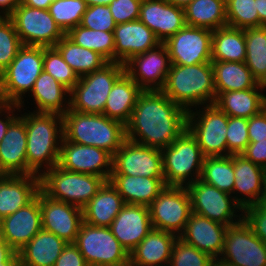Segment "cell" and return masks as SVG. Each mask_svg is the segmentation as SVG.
Listing matches in <instances>:
<instances>
[{
    "label": "cell",
    "instance_id": "cell-40",
    "mask_svg": "<svg viewBox=\"0 0 266 266\" xmlns=\"http://www.w3.org/2000/svg\"><path fill=\"white\" fill-rule=\"evenodd\" d=\"M200 180L232 194L235 180L232 155L205 157Z\"/></svg>",
    "mask_w": 266,
    "mask_h": 266
},
{
    "label": "cell",
    "instance_id": "cell-27",
    "mask_svg": "<svg viewBox=\"0 0 266 266\" xmlns=\"http://www.w3.org/2000/svg\"><path fill=\"white\" fill-rule=\"evenodd\" d=\"M39 190L37 175H0V219L25 207Z\"/></svg>",
    "mask_w": 266,
    "mask_h": 266
},
{
    "label": "cell",
    "instance_id": "cell-12",
    "mask_svg": "<svg viewBox=\"0 0 266 266\" xmlns=\"http://www.w3.org/2000/svg\"><path fill=\"white\" fill-rule=\"evenodd\" d=\"M8 17L22 45L54 47L65 36L48 10L20 3Z\"/></svg>",
    "mask_w": 266,
    "mask_h": 266
},
{
    "label": "cell",
    "instance_id": "cell-3",
    "mask_svg": "<svg viewBox=\"0 0 266 266\" xmlns=\"http://www.w3.org/2000/svg\"><path fill=\"white\" fill-rule=\"evenodd\" d=\"M161 91L187 112L192 107L198 108L215 103L216 92L211 62L195 65L171 64Z\"/></svg>",
    "mask_w": 266,
    "mask_h": 266
},
{
    "label": "cell",
    "instance_id": "cell-1",
    "mask_svg": "<svg viewBox=\"0 0 266 266\" xmlns=\"http://www.w3.org/2000/svg\"><path fill=\"white\" fill-rule=\"evenodd\" d=\"M125 128L127 140L162 150L187 128V111L162 91H143Z\"/></svg>",
    "mask_w": 266,
    "mask_h": 266
},
{
    "label": "cell",
    "instance_id": "cell-47",
    "mask_svg": "<svg viewBox=\"0 0 266 266\" xmlns=\"http://www.w3.org/2000/svg\"><path fill=\"white\" fill-rule=\"evenodd\" d=\"M226 136L228 155L241 154L249 144L248 119L228 116Z\"/></svg>",
    "mask_w": 266,
    "mask_h": 266
},
{
    "label": "cell",
    "instance_id": "cell-61",
    "mask_svg": "<svg viewBox=\"0 0 266 266\" xmlns=\"http://www.w3.org/2000/svg\"><path fill=\"white\" fill-rule=\"evenodd\" d=\"M169 4L176 5L181 8H185L192 0H164Z\"/></svg>",
    "mask_w": 266,
    "mask_h": 266
},
{
    "label": "cell",
    "instance_id": "cell-4",
    "mask_svg": "<svg viewBox=\"0 0 266 266\" xmlns=\"http://www.w3.org/2000/svg\"><path fill=\"white\" fill-rule=\"evenodd\" d=\"M62 120L65 140L104 149L112 156L126 140L125 125L103 114L81 113L69 109L62 115Z\"/></svg>",
    "mask_w": 266,
    "mask_h": 266
},
{
    "label": "cell",
    "instance_id": "cell-46",
    "mask_svg": "<svg viewBox=\"0 0 266 266\" xmlns=\"http://www.w3.org/2000/svg\"><path fill=\"white\" fill-rule=\"evenodd\" d=\"M22 46L12 20L0 16V74L15 59Z\"/></svg>",
    "mask_w": 266,
    "mask_h": 266
},
{
    "label": "cell",
    "instance_id": "cell-33",
    "mask_svg": "<svg viewBox=\"0 0 266 266\" xmlns=\"http://www.w3.org/2000/svg\"><path fill=\"white\" fill-rule=\"evenodd\" d=\"M143 90L124 72L113 84L103 115L127 125Z\"/></svg>",
    "mask_w": 266,
    "mask_h": 266
},
{
    "label": "cell",
    "instance_id": "cell-5",
    "mask_svg": "<svg viewBox=\"0 0 266 266\" xmlns=\"http://www.w3.org/2000/svg\"><path fill=\"white\" fill-rule=\"evenodd\" d=\"M43 60V46L23 45L15 59L0 74V102L16 104L22 109L25 105L23 97L27 92L30 94L43 71Z\"/></svg>",
    "mask_w": 266,
    "mask_h": 266
},
{
    "label": "cell",
    "instance_id": "cell-44",
    "mask_svg": "<svg viewBox=\"0 0 266 266\" xmlns=\"http://www.w3.org/2000/svg\"><path fill=\"white\" fill-rule=\"evenodd\" d=\"M43 70L69 91L73 89L79 80L77 74L64 61L62 55L55 47H44Z\"/></svg>",
    "mask_w": 266,
    "mask_h": 266
},
{
    "label": "cell",
    "instance_id": "cell-15",
    "mask_svg": "<svg viewBox=\"0 0 266 266\" xmlns=\"http://www.w3.org/2000/svg\"><path fill=\"white\" fill-rule=\"evenodd\" d=\"M111 175L164 178L162 152L126 139L112 156Z\"/></svg>",
    "mask_w": 266,
    "mask_h": 266
},
{
    "label": "cell",
    "instance_id": "cell-9",
    "mask_svg": "<svg viewBox=\"0 0 266 266\" xmlns=\"http://www.w3.org/2000/svg\"><path fill=\"white\" fill-rule=\"evenodd\" d=\"M202 107L187 112V129L196 138L205 157L228 156V115L214 103Z\"/></svg>",
    "mask_w": 266,
    "mask_h": 266
},
{
    "label": "cell",
    "instance_id": "cell-25",
    "mask_svg": "<svg viewBox=\"0 0 266 266\" xmlns=\"http://www.w3.org/2000/svg\"><path fill=\"white\" fill-rule=\"evenodd\" d=\"M227 227L192 212L183 232L178 237L217 260L223 250Z\"/></svg>",
    "mask_w": 266,
    "mask_h": 266
},
{
    "label": "cell",
    "instance_id": "cell-29",
    "mask_svg": "<svg viewBox=\"0 0 266 266\" xmlns=\"http://www.w3.org/2000/svg\"><path fill=\"white\" fill-rule=\"evenodd\" d=\"M125 202L117 189L106 181L97 194L82 208L83 222L109 227L124 207Z\"/></svg>",
    "mask_w": 266,
    "mask_h": 266
},
{
    "label": "cell",
    "instance_id": "cell-26",
    "mask_svg": "<svg viewBox=\"0 0 266 266\" xmlns=\"http://www.w3.org/2000/svg\"><path fill=\"white\" fill-rule=\"evenodd\" d=\"M26 148L25 122L18 116L0 142V175H34L27 168Z\"/></svg>",
    "mask_w": 266,
    "mask_h": 266
},
{
    "label": "cell",
    "instance_id": "cell-11",
    "mask_svg": "<svg viewBox=\"0 0 266 266\" xmlns=\"http://www.w3.org/2000/svg\"><path fill=\"white\" fill-rule=\"evenodd\" d=\"M191 200V211L226 226L243 220V208L234 197L200 179L186 186ZM241 212V214H237Z\"/></svg>",
    "mask_w": 266,
    "mask_h": 266
},
{
    "label": "cell",
    "instance_id": "cell-65",
    "mask_svg": "<svg viewBox=\"0 0 266 266\" xmlns=\"http://www.w3.org/2000/svg\"><path fill=\"white\" fill-rule=\"evenodd\" d=\"M0 238H2L1 219H0Z\"/></svg>",
    "mask_w": 266,
    "mask_h": 266
},
{
    "label": "cell",
    "instance_id": "cell-14",
    "mask_svg": "<svg viewBox=\"0 0 266 266\" xmlns=\"http://www.w3.org/2000/svg\"><path fill=\"white\" fill-rule=\"evenodd\" d=\"M220 256L216 261L229 266H266V243L242 220L227 227Z\"/></svg>",
    "mask_w": 266,
    "mask_h": 266
},
{
    "label": "cell",
    "instance_id": "cell-43",
    "mask_svg": "<svg viewBox=\"0 0 266 266\" xmlns=\"http://www.w3.org/2000/svg\"><path fill=\"white\" fill-rule=\"evenodd\" d=\"M256 0H226L227 25L246 29L259 27Z\"/></svg>",
    "mask_w": 266,
    "mask_h": 266
},
{
    "label": "cell",
    "instance_id": "cell-7",
    "mask_svg": "<svg viewBox=\"0 0 266 266\" xmlns=\"http://www.w3.org/2000/svg\"><path fill=\"white\" fill-rule=\"evenodd\" d=\"M106 180L100 176L70 172L58 165L40 176V190L50 198L83 208Z\"/></svg>",
    "mask_w": 266,
    "mask_h": 266
},
{
    "label": "cell",
    "instance_id": "cell-51",
    "mask_svg": "<svg viewBox=\"0 0 266 266\" xmlns=\"http://www.w3.org/2000/svg\"><path fill=\"white\" fill-rule=\"evenodd\" d=\"M248 136L249 142L266 140V107L248 118Z\"/></svg>",
    "mask_w": 266,
    "mask_h": 266
},
{
    "label": "cell",
    "instance_id": "cell-18",
    "mask_svg": "<svg viewBox=\"0 0 266 266\" xmlns=\"http://www.w3.org/2000/svg\"><path fill=\"white\" fill-rule=\"evenodd\" d=\"M58 166L66 171L92 174L109 181L112 155L104 149L72 143L63 138Z\"/></svg>",
    "mask_w": 266,
    "mask_h": 266
},
{
    "label": "cell",
    "instance_id": "cell-37",
    "mask_svg": "<svg viewBox=\"0 0 266 266\" xmlns=\"http://www.w3.org/2000/svg\"><path fill=\"white\" fill-rule=\"evenodd\" d=\"M184 15L188 26L216 30L227 25L226 0H192Z\"/></svg>",
    "mask_w": 266,
    "mask_h": 266
},
{
    "label": "cell",
    "instance_id": "cell-49",
    "mask_svg": "<svg viewBox=\"0 0 266 266\" xmlns=\"http://www.w3.org/2000/svg\"><path fill=\"white\" fill-rule=\"evenodd\" d=\"M142 1L143 0H113L109 8L114 22L120 24L138 20Z\"/></svg>",
    "mask_w": 266,
    "mask_h": 266
},
{
    "label": "cell",
    "instance_id": "cell-31",
    "mask_svg": "<svg viewBox=\"0 0 266 266\" xmlns=\"http://www.w3.org/2000/svg\"><path fill=\"white\" fill-rule=\"evenodd\" d=\"M30 93L37 105L35 112L64 115L70 109V91L44 70Z\"/></svg>",
    "mask_w": 266,
    "mask_h": 266
},
{
    "label": "cell",
    "instance_id": "cell-57",
    "mask_svg": "<svg viewBox=\"0 0 266 266\" xmlns=\"http://www.w3.org/2000/svg\"><path fill=\"white\" fill-rule=\"evenodd\" d=\"M54 0H21V3L33 8L48 10Z\"/></svg>",
    "mask_w": 266,
    "mask_h": 266
},
{
    "label": "cell",
    "instance_id": "cell-2",
    "mask_svg": "<svg viewBox=\"0 0 266 266\" xmlns=\"http://www.w3.org/2000/svg\"><path fill=\"white\" fill-rule=\"evenodd\" d=\"M28 112L19 115L25 122L27 133V168L40 177L58 165L63 120L62 115L56 113Z\"/></svg>",
    "mask_w": 266,
    "mask_h": 266
},
{
    "label": "cell",
    "instance_id": "cell-62",
    "mask_svg": "<svg viewBox=\"0 0 266 266\" xmlns=\"http://www.w3.org/2000/svg\"><path fill=\"white\" fill-rule=\"evenodd\" d=\"M257 205L264 211L266 212V190L265 193L262 195V197L260 198L259 202L257 203Z\"/></svg>",
    "mask_w": 266,
    "mask_h": 266
},
{
    "label": "cell",
    "instance_id": "cell-16",
    "mask_svg": "<svg viewBox=\"0 0 266 266\" xmlns=\"http://www.w3.org/2000/svg\"><path fill=\"white\" fill-rule=\"evenodd\" d=\"M213 31L185 25L165 42L171 64L195 65L211 62Z\"/></svg>",
    "mask_w": 266,
    "mask_h": 266
},
{
    "label": "cell",
    "instance_id": "cell-23",
    "mask_svg": "<svg viewBox=\"0 0 266 266\" xmlns=\"http://www.w3.org/2000/svg\"><path fill=\"white\" fill-rule=\"evenodd\" d=\"M109 228L119 243L130 254L153 229L149 207L125 204Z\"/></svg>",
    "mask_w": 266,
    "mask_h": 266
},
{
    "label": "cell",
    "instance_id": "cell-64",
    "mask_svg": "<svg viewBox=\"0 0 266 266\" xmlns=\"http://www.w3.org/2000/svg\"><path fill=\"white\" fill-rule=\"evenodd\" d=\"M213 266H229V265H226L224 263H221V262H218V261H215Z\"/></svg>",
    "mask_w": 266,
    "mask_h": 266
},
{
    "label": "cell",
    "instance_id": "cell-55",
    "mask_svg": "<svg viewBox=\"0 0 266 266\" xmlns=\"http://www.w3.org/2000/svg\"><path fill=\"white\" fill-rule=\"evenodd\" d=\"M20 3L21 0H0V16L8 17Z\"/></svg>",
    "mask_w": 266,
    "mask_h": 266
},
{
    "label": "cell",
    "instance_id": "cell-45",
    "mask_svg": "<svg viewBox=\"0 0 266 266\" xmlns=\"http://www.w3.org/2000/svg\"><path fill=\"white\" fill-rule=\"evenodd\" d=\"M216 260L179 237L174 242L168 266H213Z\"/></svg>",
    "mask_w": 266,
    "mask_h": 266
},
{
    "label": "cell",
    "instance_id": "cell-8",
    "mask_svg": "<svg viewBox=\"0 0 266 266\" xmlns=\"http://www.w3.org/2000/svg\"><path fill=\"white\" fill-rule=\"evenodd\" d=\"M125 72L119 62H109L102 69L79 77L70 91V109L90 114H103L113 84Z\"/></svg>",
    "mask_w": 266,
    "mask_h": 266
},
{
    "label": "cell",
    "instance_id": "cell-50",
    "mask_svg": "<svg viewBox=\"0 0 266 266\" xmlns=\"http://www.w3.org/2000/svg\"><path fill=\"white\" fill-rule=\"evenodd\" d=\"M243 220L252 232L266 243V212L257 204L243 209Z\"/></svg>",
    "mask_w": 266,
    "mask_h": 266
},
{
    "label": "cell",
    "instance_id": "cell-54",
    "mask_svg": "<svg viewBox=\"0 0 266 266\" xmlns=\"http://www.w3.org/2000/svg\"><path fill=\"white\" fill-rule=\"evenodd\" d=\"M17 110L20 112V107L16 104L0 102V142L2 141L5 133L7 132L10 124L18 117L19 114L14 113ZM3 113V114H2ZM6 113V114H5ZM8 114V115H7ZM2 115L4 118L2 119Z\"/></svg>",
    "mask_w": 266,
    "mask_h": 266
},
{
    "label": "cell",
    "instance_id": "cell-13",
    "mask_svg": "<svg viewBox=\"0 0 266 266\" xmlns=\"http://www.w3.org/2000/svg\"><path fill=\"white\" fill-rule=\"evenodd\" d=\"M148 207L152 227L177 236L183 232L192 213L185 186L166 185Z\"/></svg>",
    "mask_w": 266,
    "mask_h": 266
},
{
    "label": "cell",
    "instance_id": "cell-53",
    "mask_svg": "<svg viewBox=\"0 0 266 266\" xmlns=\"http://www.w3.org/2000/svg\"><path fill=\"white\" fill-rule=\"evenodd\" d=\"M241 155L254 164L266 169V140L249 142Z\"/></svg>",
    "mask_w": 266,
    "mask_h": 266
},
{
    "label": "cell",
    "instance_id": "cell-19",
    "mask_svg": "<svg viewBox=\"0 0 266 266\" xmlns=\"http://www.w3.org/2000/svg\"><path fill=\"white\" fill-rule=\"evenodd\" d=\"M42 229L54 233L67 243H74L83 223L82 208L58 201L39 190Z\"/></svg>",
    "mask_w": 266,
    "mask_h": 266
},
{
    "label": "cell",
    "instance_id": "cell-6",
    "mask_svg": "<svg viewBox=\"0 0 266 266\" xmlns=\"http://www.w3.org/2000/svg\"><path fill=\"white\" fill-rule=\"evenodd\" d=\"M161 152L165 185L186 187L201 178L205 156L187 128Z\"/></svg>",
    "mask_w": 266,
    "mask_h": 266
},
{
    "label": "cell",
    "instance_id": "cell-60",
    "mask_svg": "<svg viewBox=\"0 0 266 266\" xmlns=\"http://www.w3.org/2000/svg\"><path fill=\"white\" fill-rule=\"evenodd\" d=\"M87 6L106 5L109 6L113 0H84Z\"/></svg>",
    "mask_w": 266,
    "mask_h": 266
},
{
    "label": "cell",
    "instance_id": "cell-36",
    "mask_svg": "<svg viewBox=\"0 0 266 266\" xmlns=\"http://www.w3.org/2000/svg\"><path fill=\"white\" fill-rule=\"evenodd\" d=\"M216 98L223 92L254 88L258 81L245 62L211 61Z\"/></svg>",
    "mask_w": 266,
    "mask_h": 266
},
{
    "label": "cell",
    "instance_id": "cell-10",
    "mask_svg": "<svg viewBox=\"0 0 266 266\" xmlns=\"http://www.w3.org/2000/svg\"><path fill=\"white\" fill-rule=\"evenodd\" d=\"M74 244L88 266H129V253L109 227L83 222Z\"/></svg>",
    "mask_w": 266,
    "mask_h": 266
},
{
    "label": "cell",
    "instance_id": "cell-30",
    "mask_svg": "<svg viewBox=\"0 0 266 266\" xmlns=\"http://www.w3.org/2000/svg\"><path fill=\"white\" fill-rule=\"evenodd\" d=\"M110 183L122 196L125 204L149 206L166 186L164 178L131 175H111Z\"/></svg>",
    "mask_w": 266,
    "mask_h": 266
},
{
    "label": "cell",
    "instance_id": "cell-32",
    "mask_svg": "<svg viewBox=\"0 0 266 266\" xmlns=\"http://www.w3.org/2000/svg\"><path fill=\"white\" fill-rule=\"evenodd\" d=\"M67 244L54 233L41 229L17 253L22 266H54Z\"/></svg>",
    "mask_w": 266,
    "mask_h": 266
},
{
    "label": "cell",
    "instance_id": "cell-34",
    "mask_svg": "<svg viewBox=\"0 0 266 266\" xmlns=\"http://www.w3.org/2000/svg\"><path fill=\"white\" fill-rule=\"evenodd\" d=\"M214 104L230 117L248 119L266 107V95L257 84L251 89L223 92Z\"/></svg>",
    "mask_w": 266,
    "mask_h": 266
},
{
    "label": "cell",
    "instance_id": "cell-38",
    "mask_svg": "<svg viewBox=\"0 0 266 266\" xmlns=\"http://www.w3.org/2000/svg\"><path fill=\"white\" fill-rule=\"evenodd\" d=\"M54 47L78 77L100 70L109 63L99 53L75 44L66 35Z\"/></svg>",
    "mask_w": 266,
    "mask_h": 266
},
{
    "label": "cell",
    "instance_id": "cell-56",
    "mask_svg": "<svg viewBox=\"0 0 266 266\" xmlns=\"http://www.w3.org/2000/svg\"><path fill=\"white\" fill-rule=\"evenodd\" d=\"M14 253L15 251L0 238V264L6 262Z\"/></svg>",
    "mask_w": 266,
    "mask_h": 266
},
{
    "label": "cell",
    "instance_id": "cell-39",
    "mask_svg": "<svg viewBox=\"0 0 266 266\" xmlns=\"http://www.w3.org/2000/svg\"><path fill=\"white\" fill-rule=\"evenodd\" d=\"M65 35L75 44L99 53L108 62H114L113 31L92 30L78 25Z\"/></svg>",
    "mask_w": 266,
    "mask_h": 266
},
{
    "label": "cell",
    "instance_id": "cell-22",
    "mask_svg": "<svg viewBox=\"0 0 266 266\" xmlns=\"http://www.w3.org/2000/svg\"><path fill=\"white\" fill-rule=\"evenodd\" d=\"M232 161L235 180L231 195H236L233 197L243 209L256 205L266 190V169L241 154H232Z\"/></svg>",
    "mask_w": 266,
    "mask_h": 266
},
{
    "label": "cell",
    "instance_id": "cell-17",
    "mask_svg": "<svg viewBox=\"0 0 266 266\" xmlns=\"http://www.w3.org/2000/svg\"><path fill=\"white\" fill-rule=\"evenodd\" d=\"M125 73L143 91H161L171 66L168 50L164 43L138 54L125 64Z\"/></svg>",
    "mask_w": 266,
    "mask_h": 266
},
{
    "label": "cell",
    "instance_id": "cell-58",
    "mask_svg": "<svg viewBox=\"0 0 266 266\" xmlns=\"http://www.w3.org/2000/svg\"><path fill=\"white\" fill-rule=\"evenodd\" d=\"M256 6L259 14V27H266V0H256Z\"/></svg>",
    "mask_w": 266,
    "mask_h": 266
},
{
    "label": "cell",
    "instance_id": "cell-20",
    "mask_svg": "<svg viewBox=\"0 0 266 266\" xmlns=\"http://www.w3.org/2000/svg\"><path fill=\"white\" fill-rule=\"evenodd\" d=\"M42 229L39 191L25 207L1 220L2 239L15 251L22 249Z\"/></svg>",
    "mask_w": 266,
    "mask_h": 266
},
{
    "label": "cell",
    "instance_id": "cell-48",
    "mask_svg": "<svg viewBox=\"0 0 266 266\" xmlns=\"http://www.w3.org/2000/svg\"><path fill=\"white\" fill-rule=\"evenodd\" d=\"M80 25L92 30L102 31H114L116 27L110 8L106 5L88 6L82 16Z\"/></svg>",
    "mask_w": 266,
    "mask_h": 266
},
{
    "label": "cell",
    "instance_id": "cell-28",
    "mask_svg": "<svg viewBox=\"0 0 266 266\" xmlns=\"http://www.w3.org/2000/svg\"><path fill=\"white\" fill-rule=\"evenodd\" d=\"M177 235L152 229L130 252L129 266H168Z\"/></svg>",
    "mask_w": 266,
    "mask_h": 266
},
{
    "label": "cell",
    "instance_id": "cell-59",
    "mask_svg": "<svg viewBox=\"0 0 266 266\" xmlns=\"http://www.w3.org/2000/svg\"><path fill=\"white\" fill-rule=\"evenodd\" d=\"M0 266H22L17 252H15L6 262Z\"/></svg>",
    "mask_w": 266,
    "mask_h": 266
},
{
    "label": "cell",
    "instance_id": "cell-42",
    "mask_svg": "<svg viewBox=\"0 0 266 266\" xmlns=\"http://www.w3.org/2000/svg\"><path fill=\"white\" fill-rule=\"evenodd\" d=\"M87 7L84 0H54L48 11L66 34L70 29L80 25Z\"/></svg>",
    "mask_w": 266,
    "mask_h": 266
},
{
    "label": "cell",
    "instance_id": "cell-24",
    "mask_svg": "<svg viewBox=\"0 0 266 266\" xmlns=\"http://www.w3.org/2000/svg\"><path fill=\"white\" fill-rule=\"evenodd\" d=\"M139 20L155 33L161 43L186 25L184 8L164 0H143Z\"/></svg>",
    "mask_w": 266,
    "mask_h": 266
},
{
    "label": "cell",
    "instance_id": "cell-35",
    "mask_svg": "<svg viewBox=\"0 0 266 266\" xmlns=\"http://www.w3.org/2000/svg\"><path fill=\"white\" fill-rule=\"evenodd\" d=\"M245 29L224 26L213 30L211 61L245 62Z\"/></svg>",
    "mask_w": 266,
    "mask_h": 266
},
{
    "label": "cell",
    "instance_id": "cell-52",
    "mask_svg": "<svg viewBox=\"0 0 266 266\" xmlns=\"http://www.w3.org/2000/svg\"><path fill=\"white\" fill-rule=\"evenodd\" d=\"M54 266H88V264L75 244L68 243Z\"/></svg>",
    "mask_w": 266,
    "mask_h": 266
},
{
    "label": "cell",
    "instance_id": "cell-21",
    "mask_svg": "<svg viewBox=\"0 0 266 266\" xmlns=\"http://www.w3.org/2000/svg\"><path fill=\"white\" fill-rule=\"evenodd\" d=\"M114 36V62L125 64L132 57L155 48L161 42L139 19L116 24Z\"/></svg>",
    "mask_w": 266,
    "mask_h": 266
},
{
    "label": "cell",
    "instance_id": "cell-41",
    "mask_svg": "<svg viewBox=\"0 0 266 266\" xmlns=\"http://www.w3.org/2000/svg\"><path fill=\"white\" fill-rule=\"evenodd\" d=\"M245 43V64L259 81L266 73V27L246 28Z\"/></svg>",
    "mask_w": 266,
    "mask_h": 266
},
{
    "label": "cell",
    "instance_id": "cell-63",
    "mask_svg": "<svg viewBox=\"0 0 266 266\" xmlns=\"http://www.w3.org/2000/svg\"><path fill=\"white\" fill-rule=\"evenodd\" d=\"M258 87L260 90L265 92L266 90V73L261 77V79L258 81Z\"/></svg>",
    "mask_w": 266,
    "mask_h": 266
}]
</instances>
